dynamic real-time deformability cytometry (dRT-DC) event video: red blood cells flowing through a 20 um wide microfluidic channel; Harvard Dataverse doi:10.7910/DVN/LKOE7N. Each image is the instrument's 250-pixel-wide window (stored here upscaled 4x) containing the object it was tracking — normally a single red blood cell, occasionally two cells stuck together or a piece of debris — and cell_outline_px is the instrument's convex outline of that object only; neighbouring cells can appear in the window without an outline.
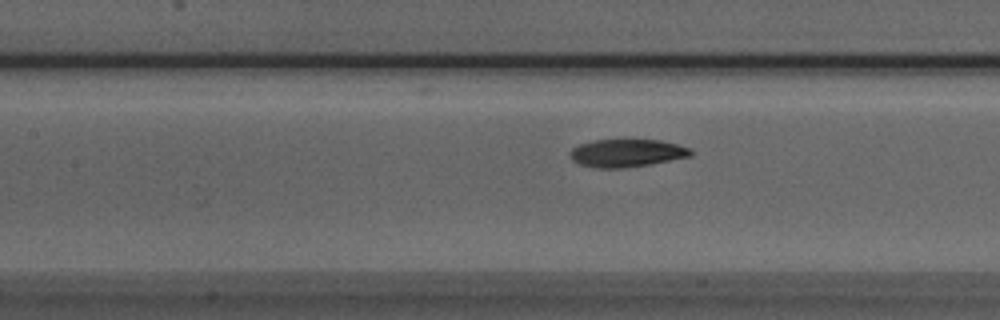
{"species": "Egyptian fruit bat (a non-hibernating species)", "species_latin": "Rousettus aegyptiacus", "temperature_condition": "room temperature", "stored_images_in_passage": 33, "camera_frame_rate_fps": 3000, "um_per_image_px": 0.085, "animal": {"sex": "male"}, "frame": {"image": 1, "passage_image": 13, "time_ms": 4.0, "image_size_px": [1000, 320], "cell_outline_px": [[692, 156], [648, 164], [620, 168], [600, 168], [580, 164], [572, 160], [568, 152], [572, 148], [580, 144], [592, 140], [660, 140], [676, 144], [688, 148], [692, 152]], "centroid_in_image_um": [53.23, 13.0], "position_along_channel_um": 154.2, "area_um2": 19.31}}
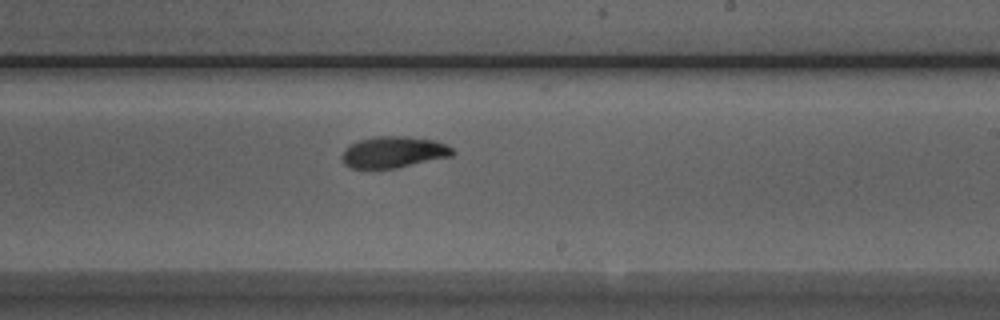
{"frame": {"image": 2, "passage_image": 21, "time_ms": 6.667, "image_size_px": [1000, 320], "cell_outline_px": [[456, 152], [452, 156], [396, 168], [348, 168], [344, 164], [340, 156], [352, 144], [360, 140], [376, 136], [408, 136], [436, 140], [452, 148]], "centroid_in_image_um": [33.48, 12.93], "position_along_channel_um": 255.5, "area_um2": 20.17}}
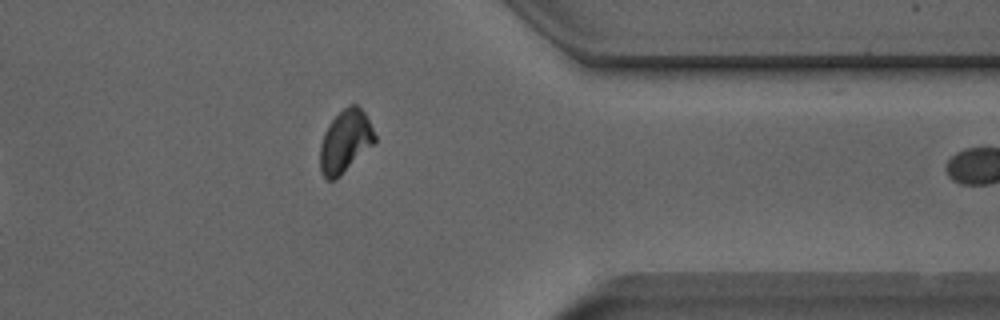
{"frame": {"image": 3, "passage_image": 32, "time_ms": 10.333, "image_size_px": [1000, 320], "cell_outline_px": [[376, 140], [336, 180], [328, 180], [320, 172], [320, 144], [324, 132], [328, 124], [348, 104], [356, 104], [364, 112], [376, 136]], "centroid_in_image_um": [29.31, 12.02], "position_along_channel_um": 382.1, "area_um2": 19.65}}